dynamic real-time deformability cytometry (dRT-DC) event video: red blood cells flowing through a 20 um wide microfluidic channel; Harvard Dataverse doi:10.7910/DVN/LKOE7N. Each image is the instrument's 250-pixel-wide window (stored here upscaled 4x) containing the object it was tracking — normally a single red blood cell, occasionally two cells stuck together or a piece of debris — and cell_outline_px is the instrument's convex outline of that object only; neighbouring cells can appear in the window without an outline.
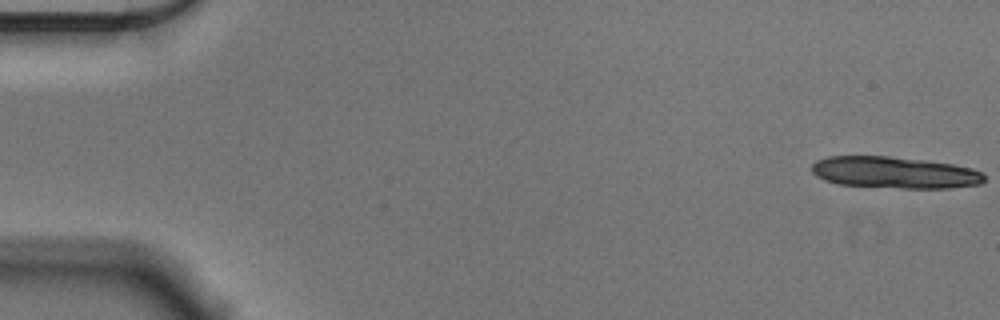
{"species": "Egyptian fruit bat (a non-hibernating species)", "species_latin": "Rousettus aegyptiacus", "temperature_condition": "cold", "stored_images_in_passage": 13, "camera_frame_rate_fps": 3000, "um_per_image_px": 0.085, "animal": {"sex": "male"}, "frame": {"image": 1, "passage_image": 1, "time_ms": 0.0, "image_size_px": [1000, 320], "cell_outline_px": [[984, 180], [980, 184], [948, 188], [900, 188], [840, 184], [824, 180], [816, 176], [812, 172], [812, 164], [816, 160], [828, 156], [888, 156], [928, 160], [952, 164], [972, 168], [984, 172]], "centroid_in_image_um": [76.05, 14.65], "position_along_channel_um": 9.0, "area_um2": 31.96}}